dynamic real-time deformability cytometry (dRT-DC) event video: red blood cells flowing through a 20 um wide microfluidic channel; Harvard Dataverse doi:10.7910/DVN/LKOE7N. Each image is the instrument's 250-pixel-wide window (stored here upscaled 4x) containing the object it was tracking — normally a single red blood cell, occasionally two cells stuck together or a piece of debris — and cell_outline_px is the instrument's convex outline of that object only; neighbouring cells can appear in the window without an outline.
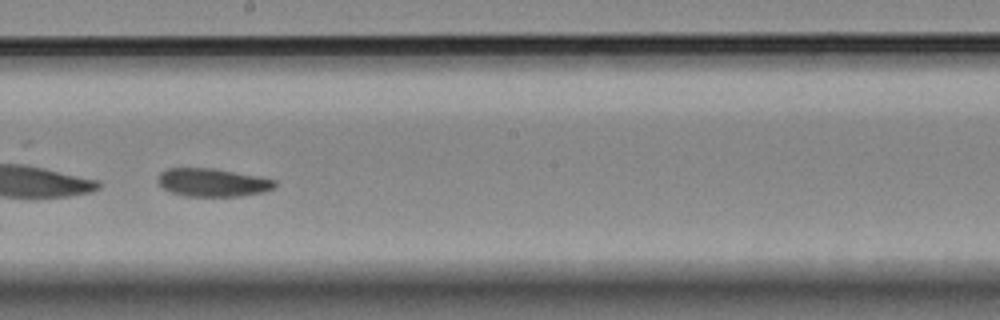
{"species": "Egyptian fruit bat (a non-hibernating species)", "species_latin": "Rousettus aegyptiacus", "temperature_condition": "room temperature", "stored_images_in_passage": 45, "segment_of_instrument_passage": [2, 2], "camera_frame_rate_fps": 3000, "um_per_image_px": 0.085, "animal": {"sex": "female"}, "frame": {"image": 1, "passage_image": 26, "time_ms": 8.333, "image_size_px": [1000, 320], "cell_outline_px": [[276, 188], [264, 192], [240, 196], [184, 196], [172, 192], [164, 188], [156, 180], [156, 176], [160, 172], [168, 168], [212, 168], [260, 176], [276, 180]], "centroid_in_image_um": [18.08, 15.51], "position_along_channel_um": 230.1, "area_um2": 19.36}}
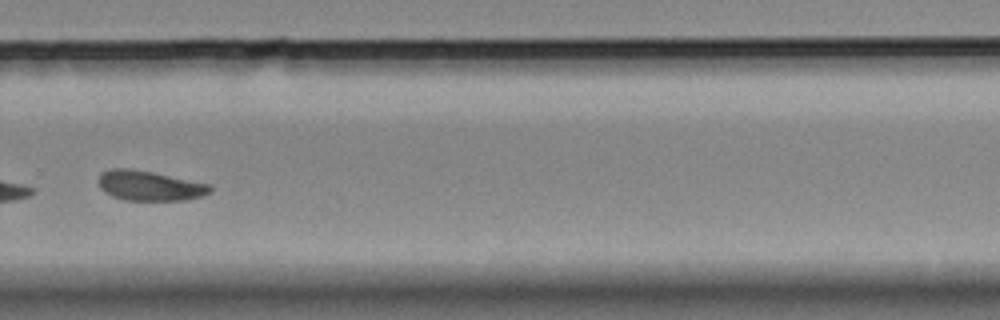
{"frame": {"image": 2, "passage_image": 32, "time_ms": 10.333, "image_size_px": [1000, 320], "cell_outline_px": [[212, 192], [204, 196], [188, 200], [124, 200], [112, 196], [104, 192], [100, 188], [96, 180], [100, 172], [112, 168], [128, 168], [152, 172], [212, 184]], "centroid_in_image_um": [12.72, 15.78], "position_along_channel_um": 317.1, "area_um2": 19.88}}